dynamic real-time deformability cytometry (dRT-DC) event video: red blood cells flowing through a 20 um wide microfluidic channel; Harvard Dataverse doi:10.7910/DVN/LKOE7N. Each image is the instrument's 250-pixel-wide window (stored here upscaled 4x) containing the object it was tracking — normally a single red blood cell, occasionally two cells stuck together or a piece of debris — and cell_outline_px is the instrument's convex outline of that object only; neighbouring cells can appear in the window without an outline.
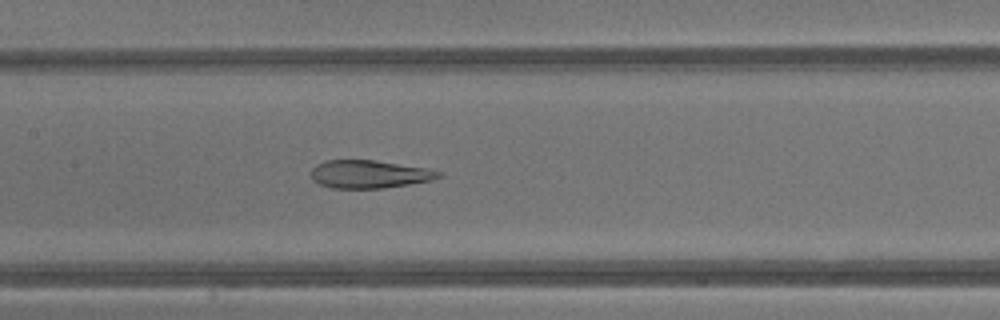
{"species": "common noctule bat (a hibernating species)", "species_latin": "Nyctalus noctula", "temperature_condition": "warm", "stored_images_in_passage": 42, "camera_frame_rate_fps": 3000, "um_per_image_px": 0.085, "animal": {"sex": "male", "body_mass_g": 13.3}, "frame": {"image": 1, "passage_image": 20, "time_ms": 6.333, "image_size_px": [1000, 320], "cell_outline_px": [[444, 176], [432, 180], [384, 188], [332, 188], [320, 184], [312, 180], [312, 168], [316, 164], [328, 160], [376, 160], [428, 168], [444, 172]], "centroid_in_image_um": [31.44, 14.8], "position_along_channel_um": 176.0, "area_um2": 20.92}}
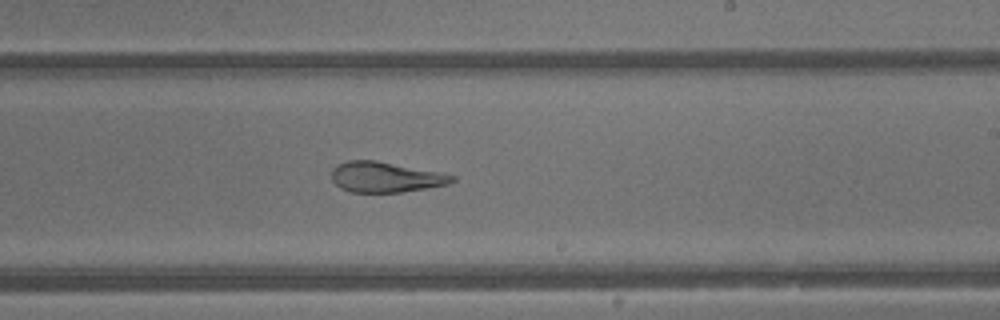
{"frame": {"image": 2, "passage_image": 25, "time_ms": 8.0, "image_size_px": [1000, 320], "cell_outline_px": [[456, 180], [448, 184], [428, 188], [400, 192], [352, 192], [340, 188], [332, 180], [332, 168], [336, 164], [348, 160], [376, 160], [456, 176]], "centroid_in_image_um": [32.73, 15.05], "position_along_channel_um": 256.3, "area_um2": 21.21}}
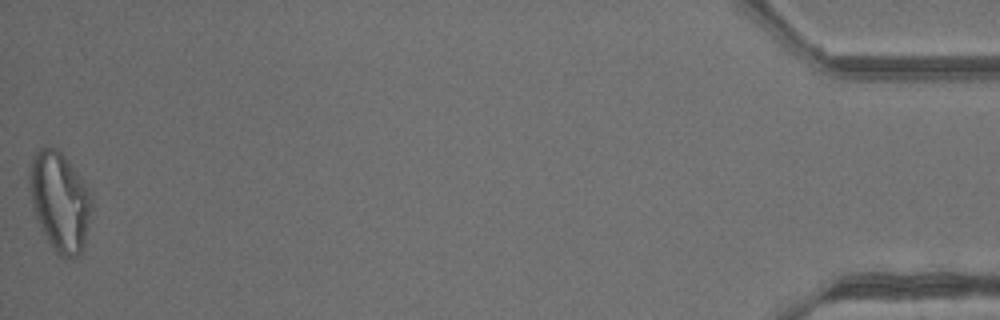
{"frame": {"image": 3, "passage_image": 42, "time_ms": 13.667, "image_size_px": [1000, 320], "cell_outline_px": [[92, 208], [84, 248], [72, 260], [64, 260], [52, 248], [40, 228], [36, 220], [32, 208], [28, 188], [28, 176], [32, 160], [36, 148], [56, 148], [68, 160], [84, 184], [92, 200]], "centroid_in_image_um": [5.05, 17.18], "position_along_channel_um": 430.2, "area_um2": 36.24}, "authors_computed_cell_mechanics": {"area_um2": 27.6862, "velocity_mm_per_s": 4.8387, "shape_relaxation_time_tau1_ms": null, "shape_relaxation_time_tau2_ms": 2.5969, "deformation_change_tau1": null, "deformation_change_tau2": 0.0681}}